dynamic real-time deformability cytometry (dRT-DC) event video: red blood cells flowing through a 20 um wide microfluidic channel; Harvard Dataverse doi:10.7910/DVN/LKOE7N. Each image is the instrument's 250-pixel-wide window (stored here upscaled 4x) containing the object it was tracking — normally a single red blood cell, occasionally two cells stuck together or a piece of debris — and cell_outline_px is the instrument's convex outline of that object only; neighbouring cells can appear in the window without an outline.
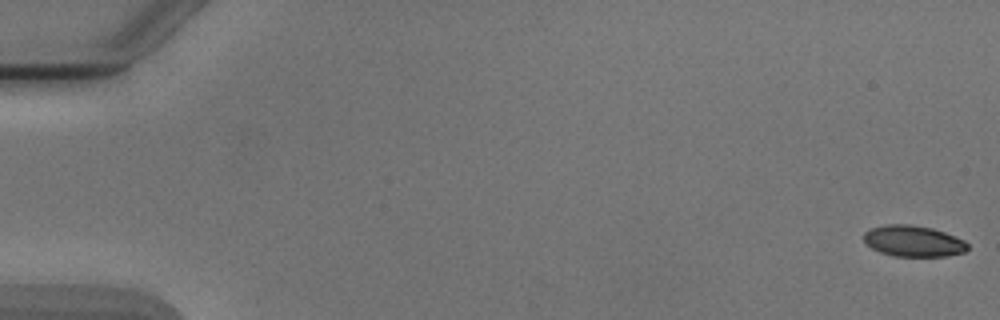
{"species": "Egyptian fruit bat (a non-hibernating species)", "species_latin": "Rousettus aegyptiacus", "temperature_condition": "cold", "stored_images_in_passage": 6, "camera_frame_rate_fps": 3000, "um_per_image_px": 0.085, "animal": {"sex": "male"}, "frame": {"image": 1, "passage_image": 1, "time_ms": 0.0, "image_size_px": [1000, 320], "cell_outline_px": [[968, 248], [964, 252], [948, 256], [892, 256], [880, 252], [872, 248], [864, 240], [864, 232], [872, 228], [888, 224], [912, 224], [932, 228], [944, 232], [964, 240], [968, 244]], "centroid_in_image_um": [77.64, 20.49], "position_along_channel_um": 7.4, "area_um2": 18.79}}